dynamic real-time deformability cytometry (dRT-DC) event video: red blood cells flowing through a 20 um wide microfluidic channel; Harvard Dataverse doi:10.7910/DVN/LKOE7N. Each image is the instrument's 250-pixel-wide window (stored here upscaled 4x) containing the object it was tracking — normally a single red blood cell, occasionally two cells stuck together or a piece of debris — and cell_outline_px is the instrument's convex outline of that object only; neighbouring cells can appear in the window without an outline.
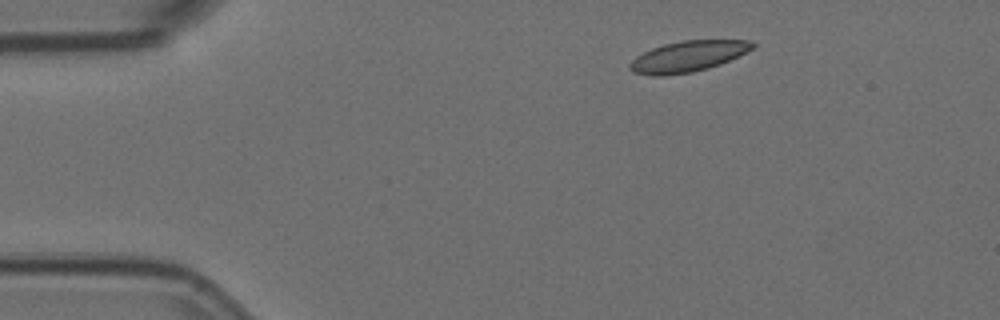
{"species": "Egyptian fruit bat (a non-hibernating species)", "species_latin": "Rousettus aegyptiacus", "temperature_condition": "room temperature", "stored_images_in_passage": 4, "camera_frame_rate_fps": 3000, "um_per_image_px": 0.085, "animal": {"sex": "female"}, "frame": {"image": 1, "passage_image": 2, "time_ms": 0.333, "image_size_px": [1000, 320], "cell_outline_px": [[756, 44], [752, 48], [720, 64], [708, 68], [692, 72], [664, 76], [652, 76], [632, 72], [628, 68], [628, 64], [636, 56], [652, 48], [664, 44], [680, 40], [752, 40]], "centroid_in_image_um": [58.41, 4.8], "position_along_channel_um": 26.6, "area_um2": 22.02}}